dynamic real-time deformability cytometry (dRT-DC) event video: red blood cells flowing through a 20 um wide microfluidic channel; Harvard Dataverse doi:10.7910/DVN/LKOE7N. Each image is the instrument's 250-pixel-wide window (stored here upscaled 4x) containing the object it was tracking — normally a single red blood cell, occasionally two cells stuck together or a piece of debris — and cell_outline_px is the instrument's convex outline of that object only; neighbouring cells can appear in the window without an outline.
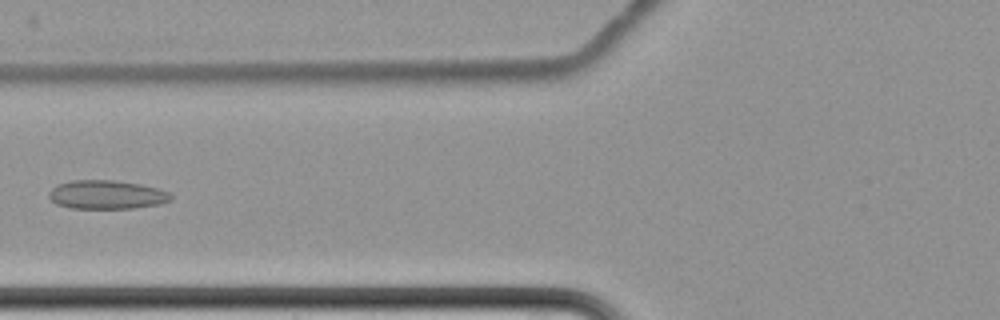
{"species": "common noctule bat (a hibernating species)", "species_latin": "Nyctalus noctula", "temperature_condition": "cold", "stored_images_in_passage": 17, "camera_frame_rate_fps": 3000, "um_per_image_px": 0.085, "animal": {"sex": "female", "body_mass_g": 22.7, "forearm_length_mm": 54.2}, "frame": {"image": 1, "passage_image": 8, "time_ms": 10.0, "image_size_px": [1000, 320], "cell_outline_px": [[172, 200], [160, 204], [132, 208], [68, 208], [56, 204], [48, 196], [48, 192], [56, 184], [72, 180], [116, 180], [140, 184], [156, 188], [168, 192], [172, 196]], "centroid_in_image_um": [9.03, 16.54], "position_along_channel_um": 116.8, "area_um2": 20.52}}
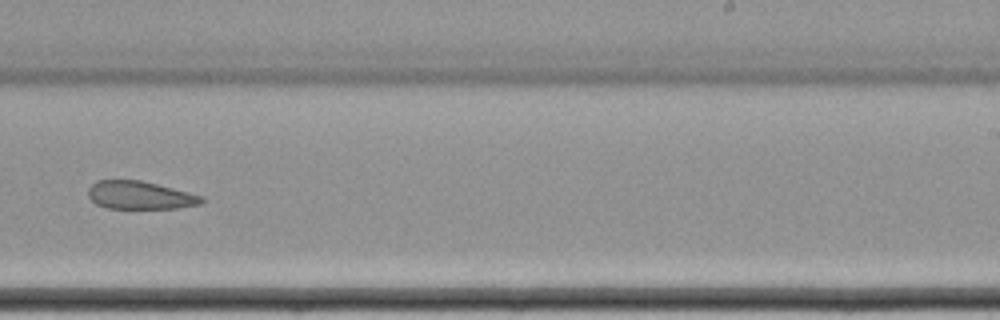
{"frame": {"image": 2, "passage_image": 12, "time_ms": 14.667, "image_size_px": [1000, 320], "cell_outline_px": [[204, 200], [200, 204], [176, 208], [108, 208], [96, 204], [88, 196], [88, 188], [96, 180], [140, 180], [204, 196]], "centroid_in_image_um": [11.88, 16.59], "position_along_channel_um": 277.1, "area_um2": 18.38}}
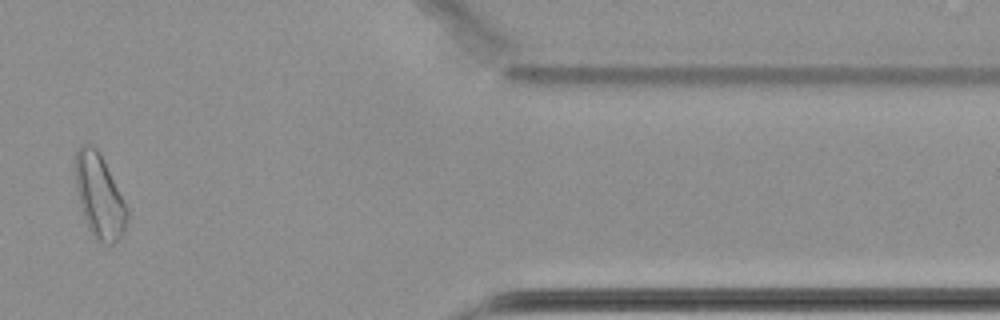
{"frame": {"image": 3, "passage_image": 15, "time_ms": 19.333, "image_size_px": [1000, 320], "cell_outline_px": [[128, 220], [124, 232], [120, 240], [112, 244], [108, 244], [92, 236], [88, 228], [80, 204], [76, 188], [72, 168], [76, 148], [80, 144], [92, 144], [100, 152], [128, 208]], "centroid_in_image_um": [8.42, 16.62], "position_along_channel_um": 403.0, "area_um2": 25.89}, "authors_computed_cell_mechanics": {"area_um2": 24.1604, "velocity_mm_per_s": 3.4443, "shape_relaxation_time_tau1_ms": null, "shape_relaxation_time_tau2_ms": 2.5201, "deformation_change_tau1": null, "deformation_change_tau2": 0.068}}